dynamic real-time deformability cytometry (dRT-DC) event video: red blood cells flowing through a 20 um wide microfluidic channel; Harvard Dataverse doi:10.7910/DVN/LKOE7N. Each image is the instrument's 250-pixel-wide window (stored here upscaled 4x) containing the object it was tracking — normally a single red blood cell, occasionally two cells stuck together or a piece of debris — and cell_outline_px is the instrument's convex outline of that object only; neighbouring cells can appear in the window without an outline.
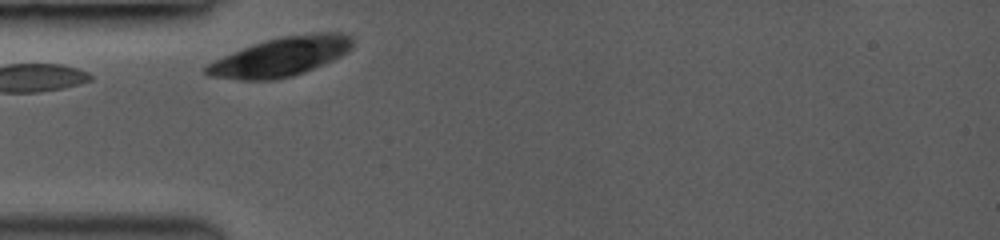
{"species": "common noctule bat (a hibernating species)", "species_latin": "Nyctalus noctula", "temperature_condition": "room temperature", "stored_images_in_passage": 3, "camera_frame_rate_fps": 3000, "um_per_image_px": 0.085, "animal": {"sex": "female", "body_mass_g": 19.0, "forearm_length_mm": 53.3}, "frame": {"image": 1, "passage_image": 1, "time_ms": 0.0, "image_size_px": [1000, 240], "cell_outline_px": [[352, 48], [348, 52], [332, 60], [304, 72], [292, 76], [272, 80], [240, 80], [208, 76], [204, 72], [204, 68], [208, 64], [224, 56], [244, 48], [268, 40], [284, 36], [312, 32], [340, 32], [352, 36]], "centroid_in_image_um": [23.9, 4.82], "position_along_channel_um": 61.1, "area_um2": 32.95}}
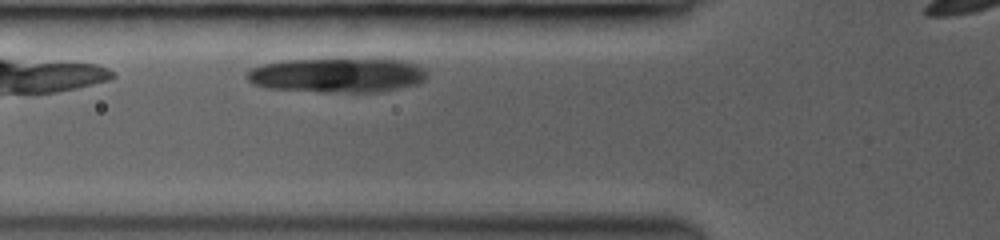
{"frame": {"image": 2, "passage_image": 3, "time_ms": 1.0, "image_size_px": [1000, 240], "cell_outline_px": [[428, 76], [424, 80], [416, 84], [380, 92], [320, 92], [268, 88], [252, 84], [244, 76], [252, 68], [264, 64], [284, 60], [404, 60], [416, 64]], "centroid_in_image_um": [28.63, 6.41], "position_along_channel_um": 97.2, "area_um2": 35.84}}